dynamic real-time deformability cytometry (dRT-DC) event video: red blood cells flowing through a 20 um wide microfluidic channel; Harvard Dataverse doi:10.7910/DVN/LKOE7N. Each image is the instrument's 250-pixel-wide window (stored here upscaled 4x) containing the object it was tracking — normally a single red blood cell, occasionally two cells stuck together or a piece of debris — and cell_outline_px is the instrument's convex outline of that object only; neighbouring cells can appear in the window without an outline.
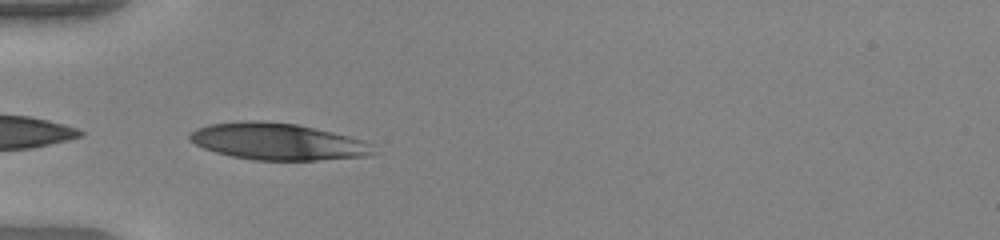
{"species": "human", "species_latin": "Homo sapiens", "temperature_condition": "warm", "stored_images_in_passage": 29, "camera_frame_rate_fps": 3000, "um_per_image_px": 0.085, "donor": {"sex": "female"}, "frame": {"image": 1, "passage_image": 1, "time_ms": 0.0, "image_size_px": [1000, 240], "cell_outline_px": [[380, 152], [372, 156], [316, 160], [256, 160], [232, 156], [216, 152], [204, 148], [188, 140], [188, 136], [196, 128], [208, 124], [248, 120], [256, 120], [296, 124], [332, 132], [364, 140], [372, 144]], "centroid_in_image_um": [23.66, 12.04], "position_along_channel_um": 61.3, "area_um2": 39.54}}
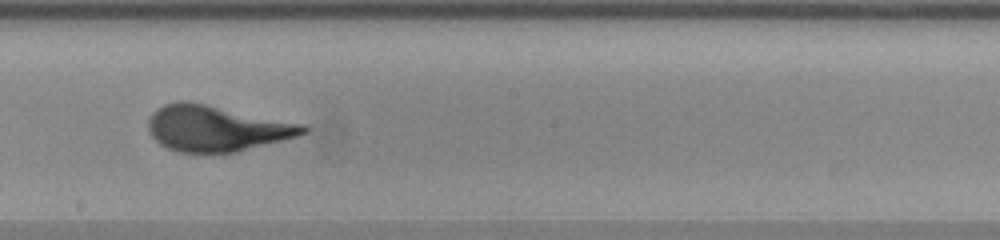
{"frame": {"image": 2, "passage_image": 14, "time_ms": 4.333, "image_size_px": [1000, 240], "cell_outline_px": [[308, 132], [296, 136], [236, 152], [180, 152], [168, 148], [160, 144], [148, 132], [148, 116], [156, 108], [164, 104], [176, 100], [184, 100], [204, 104], [300, 124], [308, 128]], "centroid_in_image_um": [18.29, 10.9], "position_along_channel_um": 229.9, "area_um2": 40.63}}
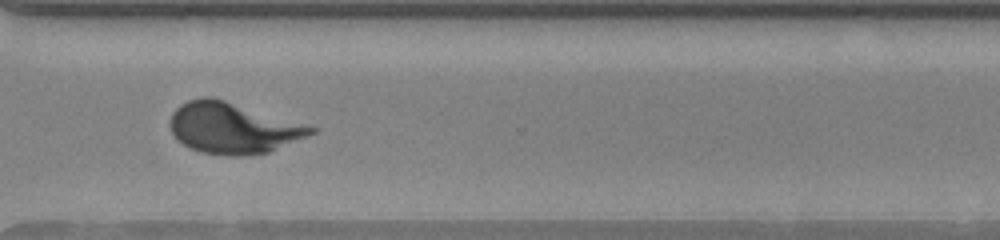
{"frame": {"image": 3, "passage_image": 23, "time_ms": 7.333, "image_size_px": [1000, 240], "cell_outline_px": [[316, 132], [308, 136], [268, 152], [244, 156], [228, 156], [200, 152], [188, 148], [176, 140], [172, 132], [172, 112], [180, 104], [188, 100], [204, 96], [212, 96], [316, 128]], "centroid_in_image_um": [19.75, 10.89], "position_along_channel_um": 350.8, "area_um2": 41.5}}